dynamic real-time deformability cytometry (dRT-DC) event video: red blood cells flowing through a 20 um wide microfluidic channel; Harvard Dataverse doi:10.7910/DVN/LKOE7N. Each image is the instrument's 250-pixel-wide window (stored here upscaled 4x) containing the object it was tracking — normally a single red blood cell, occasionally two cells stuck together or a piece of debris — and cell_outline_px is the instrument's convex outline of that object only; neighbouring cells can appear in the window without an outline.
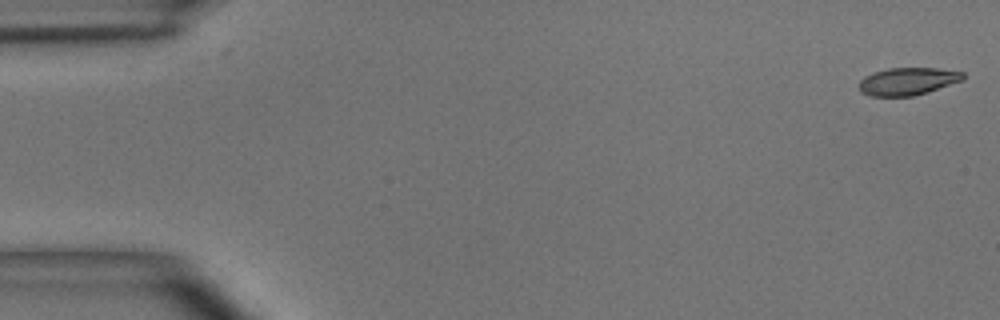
{"species": "common noctule bat (a hibernating species)", "species_latin": "Nyctalus noctula", "temperature_condition": "room temperature", "stored_images_in_passage": 50, "camera_frame_rate_fps": 3000, "um_per_image_px": 0.085, "animal": {"sex": "male", "body_mass_g": 15.6}, "frame": {"image": 1, "passage_image": 1, "time_ms": 0.0, "image_size_px": [1000, 320], "cell_outline_px": [[964, 80], [912, 96], [872, 96], [860, 92], [860, 80], [864, 76], [872, 72], [888, 68], [936, 68], [964, 72]], "centroid_in_image_um": [77.13, 6.9], "position_along_channel_um": 7.9, "area_um2": 16.59}}
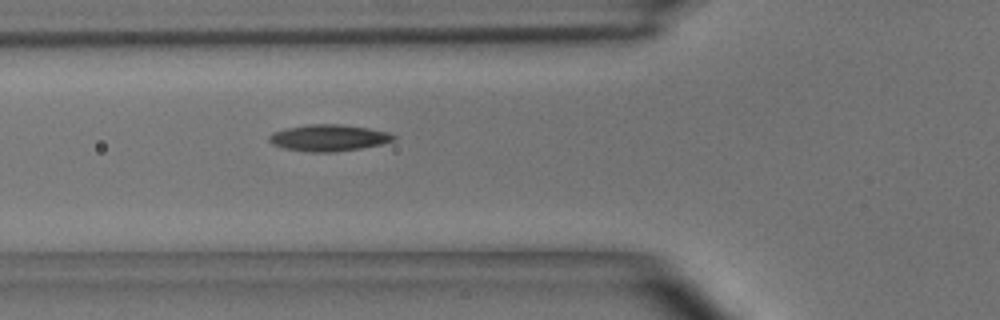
{"frame": {"image": 2, "passage_image": 18, "time_ms": 5.667, "image_size_px": [1000, 320], "cell_outline_px": [[396, 140], [380, 144], [360, 148], [336, 152], [308, 152], [284, 148], [272, 144], [268, 140], [268, 136], [272, 132], [288, 128], [308, 124], [340, 124], [368, 128], [388, 132], [396, 136]], "centroid_in_image_um": [27.92, 11.72], "position_along_channel_um": 97.9, "area_um2": 19.25}}
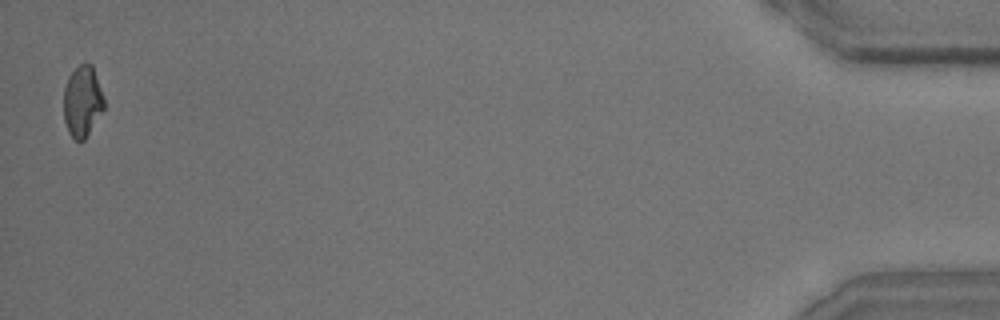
{"frame": {"image": 3, "passage_image": 50, "time_ms": 16.333, "image_size_px": [1000, 320], "cell_outline_px": [[104, 108], [84, 140], [76, 140], [68, 132], [64, 120], [64, 88], [68, 76], [84, 60], [92, 64], [104, 96]], "centroid_in_image_um": [7.01, 8.57], "position_along_channel_um": 428.2, "area_um2": 16.76}, "authors_computed_cell_mechanics": {"area_um2": 17.629, "velocity_mm_per_s": 3.9353, "shape_relaxation_time_tau1_ms": 5.2187, "shape_relaxation_time_tau2_ms": 4.0441, "deformation_change_tau1": 0.1631, "deformation_change_tau2": 0.1026}}